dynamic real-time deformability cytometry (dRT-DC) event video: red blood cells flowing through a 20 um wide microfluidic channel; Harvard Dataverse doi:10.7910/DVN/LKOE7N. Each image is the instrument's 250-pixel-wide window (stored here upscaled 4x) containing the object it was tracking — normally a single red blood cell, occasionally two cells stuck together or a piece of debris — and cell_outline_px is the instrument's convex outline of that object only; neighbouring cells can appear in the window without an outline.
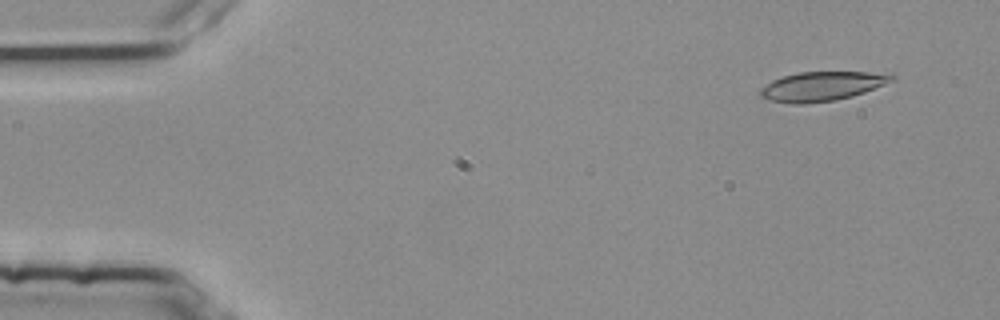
{"species": "common noctule bat (a hibernating species)", "species_latin": "Nyctalus noctula", "temperature_condition": "room temperature", "stored_images_in_passage": 4, "camera_frame_rate_fps": 3000, "um_per_image_px": 0.085, "animal": {"sex": "female", "body_mass_g": 25.1}, "frame": {"image": 1, "passage_image": 2, "time_ms": 0.333, "image_size_px": [1000, 320], "cell_outline_px": [[896, 80], [864, 92], [852, 96], [836, 100], [804, 104], [788, 104], [768, 100], [760, 96], [760, 88], [772, 80], [780, 76], [800, 72], [892, 72], [896, 76]], "centroid_in_image_um": [69.89, 7.32], "position_along_channel_um": 15.1, "area_um2": 22.89}}